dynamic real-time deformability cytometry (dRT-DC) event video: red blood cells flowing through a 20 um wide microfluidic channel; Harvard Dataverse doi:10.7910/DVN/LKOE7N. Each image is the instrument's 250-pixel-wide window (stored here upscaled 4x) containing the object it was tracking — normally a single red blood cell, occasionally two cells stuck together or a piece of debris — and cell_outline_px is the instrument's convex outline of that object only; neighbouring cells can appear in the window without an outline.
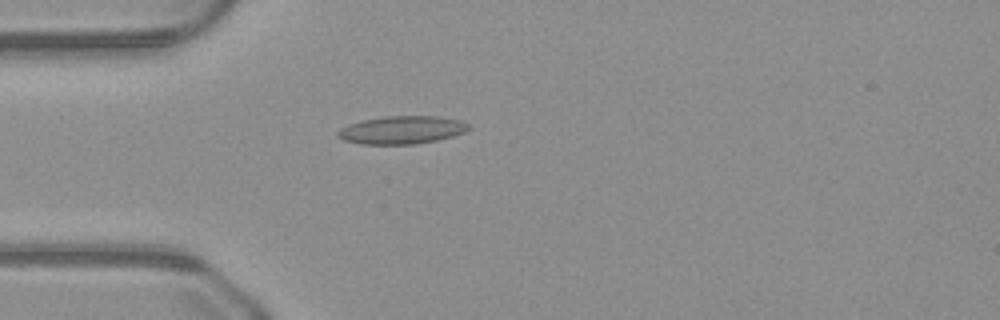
{"species": "common noctule bat (a hibernating species)", "species_latin": "Nyctalus noctula", "temperature_condition": "warm", "stored_images_in_passage": 27, "camera_frame_rate_fps": 3000, "um_per_image_px": 0.085, "animal": {"sex": "male", "body_mass_g": 23.1, "forearm_length_mm": 52.7}, "frame": {"image": 1, "passage_image": 1, "time_ms": 0.0, "image_size_px": [1000, 320], "cell_outline_px": [[472, 128], [464, 132], [452, 136], [436, 140], [416, 144], [360, 144], [344, 140], [336, 132], [340, 128], [348, 124], [364, 120], [384, 116], [436, 116], [460, 120], [468, 124]], "centroid_in_image_um": [34.16, 11.04], "position_along_channel_um": 50.8, "area_um2": 21.21}}
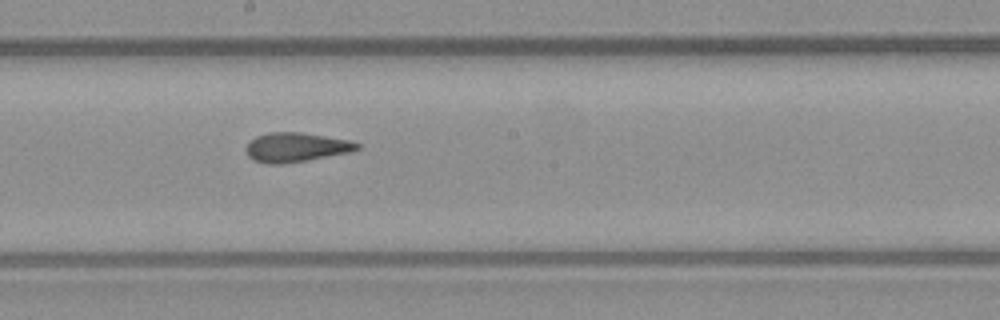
{"frame": {"image": 2, "passage_image": 14, "time_ms": 4.333, "image_size_px": [1000, 320], "cell_outline_px": [[360, 148], [348, 152], [284, 164], [264, 164], [252, 160], [248, 156], [244, 148], [256, 136], [268, 132], [300, 132], [348, 140], [360, 144]], "centroid_in_image_um": [25.09, 12.52], "position_along_channel_um": 223.1, "area_um2": 18.84}}
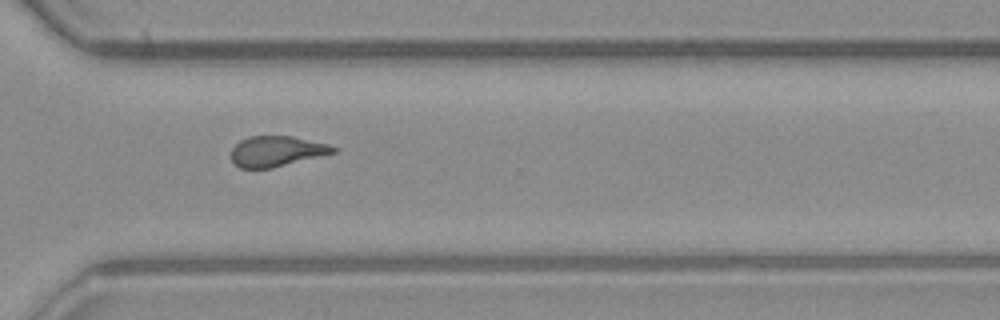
{"frame": {"image": 3, "passage_image": 23, "time_ms": 7.333, "image_size_px": [1000, 320], "cell_outline_px": [[336, 152], [272, 168], [240, 168], [232, 160], [232, 148], [240, 140], [248, 136], [292, 136], [328, 144], [336, 148]], "centroid_in_image_um": [23.5, 12.85], "position_along_channel_um": 347.1, "area_um2": 17.92}}